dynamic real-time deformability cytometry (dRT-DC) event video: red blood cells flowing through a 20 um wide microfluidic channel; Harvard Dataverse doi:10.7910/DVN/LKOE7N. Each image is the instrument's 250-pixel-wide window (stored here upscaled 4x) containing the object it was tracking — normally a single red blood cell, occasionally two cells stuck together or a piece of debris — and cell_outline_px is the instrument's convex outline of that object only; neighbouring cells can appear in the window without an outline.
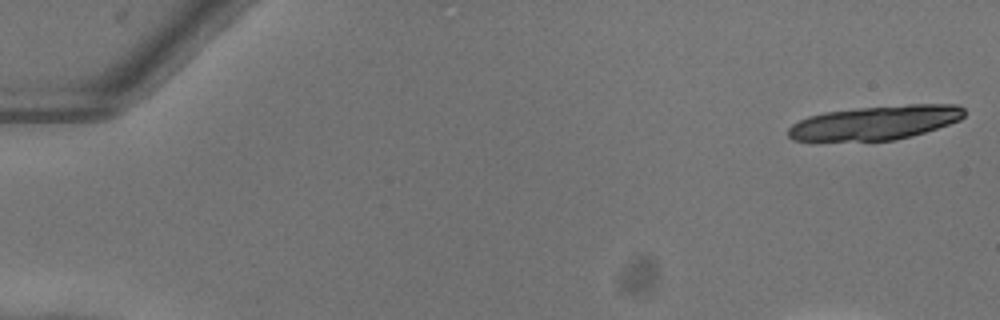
{"species": "common noctule bat (a hibernating species)", "species_latin": "Nyctalus noctula", "temperature_condition": "warm", "stored_images_in_passage": 45, "camera_frame_rate_fps": 3000, "um_per_image_px": 0.085, "animal": {"sex": "female"}, "frame": {"image": 1, "passage_image": 1, "time_ms": 0.0, "image_size_px": [1000, 320], "cell_outline_px": [[964, 116], [960, 120], [912, 136], [896, 140], [816, 144], [792, 140], [788, 136], [788, 128], [792, 124], [808, 116], [824, 112], [856, 108], [908, 104], [956, 104], [964, 108]], "centroid_in_image_um": [74.27, 10.48], "position_along_channel_um": 10.7, "area_um2": 36.3}, "authors_computed_cell_mechanics": {"area_um2": 21.9062, "velocity_mm_per_s": 4.022, "shape_relaxation_time_tau1_ms": 2.7156, "shape_relaxation_time_tau2_ms": null, "deformation_change_tau1": 0.1377, "deformation_change_tau2": null}}